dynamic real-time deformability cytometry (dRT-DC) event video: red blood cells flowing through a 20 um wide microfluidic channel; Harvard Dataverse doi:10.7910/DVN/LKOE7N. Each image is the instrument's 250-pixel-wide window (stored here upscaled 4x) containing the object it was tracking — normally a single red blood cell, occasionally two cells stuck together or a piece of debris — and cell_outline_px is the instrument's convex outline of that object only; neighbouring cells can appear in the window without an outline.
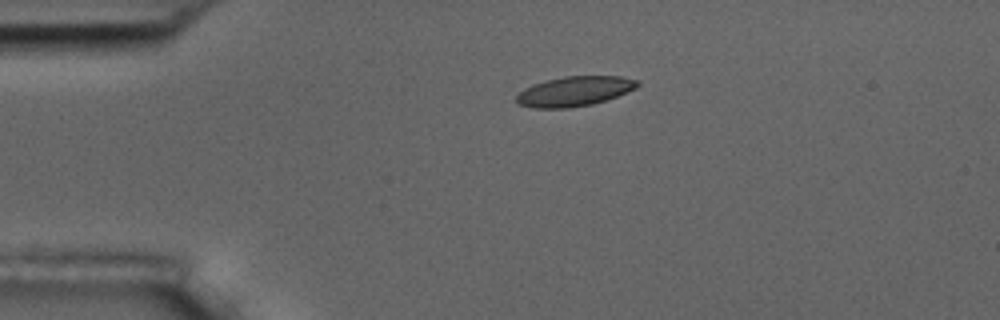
{"species": "common noctule bat (a hibernating species)", "species_latin": "Nyctalus noctula", "temperature_condition": "room temperature", "stored_images_in_passage": 2, "camera_frame_rate_fps": 3000, "um_per_image_px": 0.085, "animal": {"sex": "male", "body_mass_g": 17.5, "forearm_length_mm": 52.3}, "frame": {"image": 1, "passage_image": 1, "time_ms": 0.0, "image_size_px": [1000, 320], "cell_outline_px": [[640, 84], [636, 88], [616, 96], [592, 104], [568, 108], [532, 108], [516, 104], [516, 96], [524, 88], [532, 84], [564, 76], [620, 76], [640, 80]], "centroid_in_image_um": [48.81, 7.76], "position_along_channel_um": 36.2, "area_um2": 21.04}}